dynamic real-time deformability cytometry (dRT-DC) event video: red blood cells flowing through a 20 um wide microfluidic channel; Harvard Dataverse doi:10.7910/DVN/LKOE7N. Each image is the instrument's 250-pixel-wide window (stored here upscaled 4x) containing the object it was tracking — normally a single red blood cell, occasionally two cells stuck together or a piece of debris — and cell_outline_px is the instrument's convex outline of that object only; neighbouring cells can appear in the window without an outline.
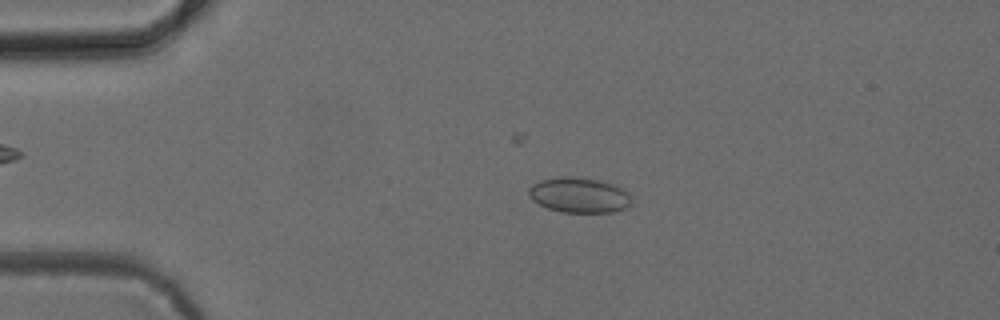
{"species": "common noctule bat (a hibernating species)", "species_latin": "Nyctalus noctula", "temperature_condition": "cold", "stored_images_in_passage": 3, "camera_frame_rate_fps": 3000, "um_per_image_px": 0.085, "animal": {"sex": "female", "body_mass_g": 24.6, "forearm_length_mm": 56.2}, "frame": {"image": 1, "passage_image": 2, "time_ms": 1.667, "image_size_px": [1000, 320], "cell_outline_px": [[632, 204], [628, 208], [612, 212], [564, 212], [548, 208], [532, 200], [528, 196], [528, 188], [532, 184], [540, 180], [564, 176], [572, 176], [604, 180], [616, 184], [624, 188], [632, 196]], "centroid_in_image_um": [49.29, 16.57], "position_along_channel_um": 35.7, "area_um2": 21.62}}